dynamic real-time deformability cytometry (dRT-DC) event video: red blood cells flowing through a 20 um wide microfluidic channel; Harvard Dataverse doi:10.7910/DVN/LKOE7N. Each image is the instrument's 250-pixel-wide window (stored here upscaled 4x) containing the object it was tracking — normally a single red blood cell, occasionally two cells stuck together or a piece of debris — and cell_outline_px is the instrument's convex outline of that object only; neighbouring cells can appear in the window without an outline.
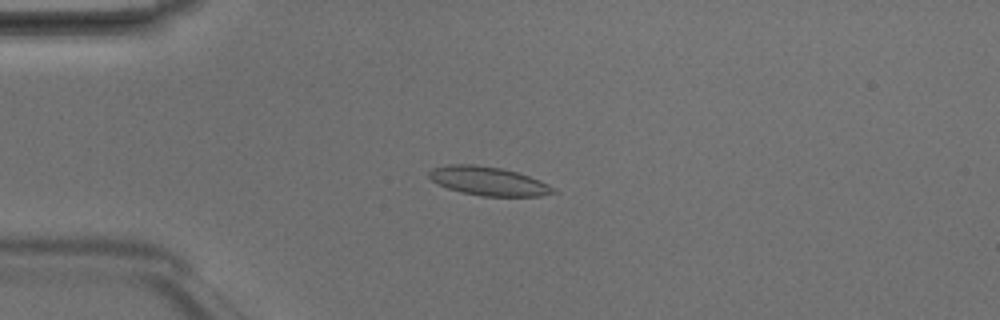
{"species": "Egyptian fruit bat (a non-hibernating species)", "species_latin": "Rousettus aegyptiacus", "temperature_condition": "room temperature", "stored_images_in_passage": 49, "camera_frame_rate_fps": 3000, "um_per_image_px": 0.085, "animal": {"sex": "male"}, "frame": {"image": 1, "passage_image": 13, "time_ms": 4.0, "image_size_px": [1000, 320], "cell_outline_px": [[560, 192], [540, 196], [480, 196], [460, 192], [448, 188], [432, 180], [428, 176], [428, 172], [432, 168], [448, 164], [472, 164], [500, 168], [516, 172], [540, 180], [556, 188]], "centroid_in_image_um": [41.54, 15.4], "position_along_channel_um": 43.5, "area_um2": 20.87}}
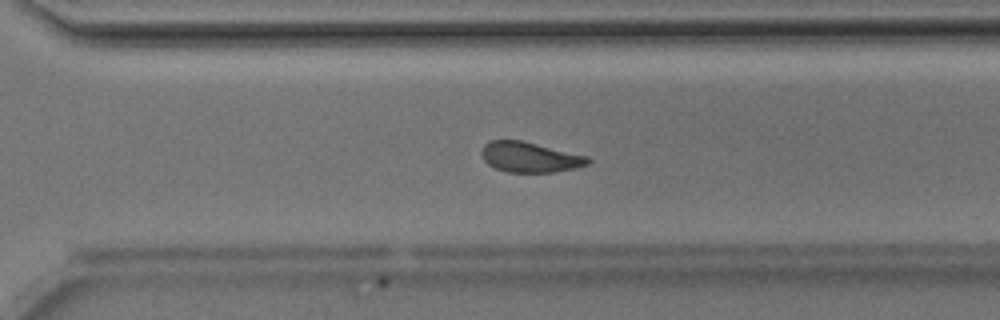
{"frame": {"image": 2, "passage_image": 35, "time_ms": 11.333, "image_size_px": [1000, 320], "cell_outline_px": [[592, 160], [588, 164], [576, 168], [552, 172], [508, 172], [496, 168], [488, 164], [484, 160], [480, 152], [484, 144], [488, 140], [520, 140], [588, 156]], "centroid_in_image_um": [45.03, 13.35], "position_along_channel_um": 325.6, "area_um2": 18.73}}
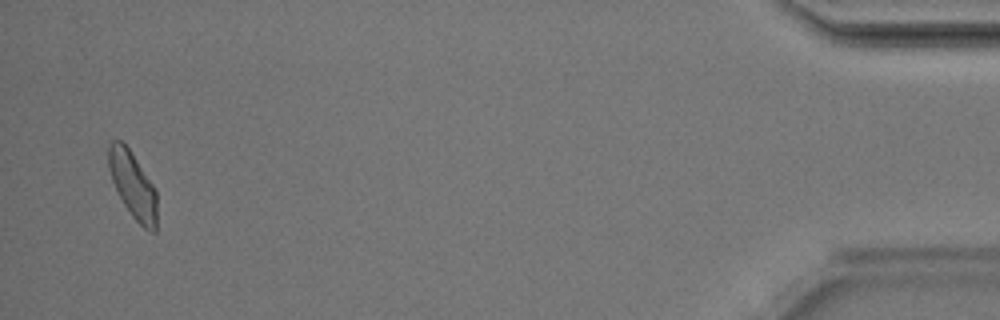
{"frame": {"image": 3, "passage_image": 48, "time_ms": 15.667, "image_size_px": [1000, 320], "cell_outline_px": [[156, 232], [152, 232], [144, 228], [132, 216], [124, 204], [112, 180], [108, 168], [108, 144], [112, 140], [120, 140], [128, 148], [156, 188]], "centroid_in_image_um": [11.29, 15.72], "position_along_channel_um": 423.9, "area_um2": 18.55}, "authors_computed_cell_mechanics": {"area_um2": 19.5942, "velocity_mm_per_s": 4.1633, "shape_relaxation_time_tau1_ms": 2.448, "shape_relaxation_time_tau2_ms": 1.7667, "deformation_change_tau1": 0.1151, "deformation_change_tau2": 0.0904}}